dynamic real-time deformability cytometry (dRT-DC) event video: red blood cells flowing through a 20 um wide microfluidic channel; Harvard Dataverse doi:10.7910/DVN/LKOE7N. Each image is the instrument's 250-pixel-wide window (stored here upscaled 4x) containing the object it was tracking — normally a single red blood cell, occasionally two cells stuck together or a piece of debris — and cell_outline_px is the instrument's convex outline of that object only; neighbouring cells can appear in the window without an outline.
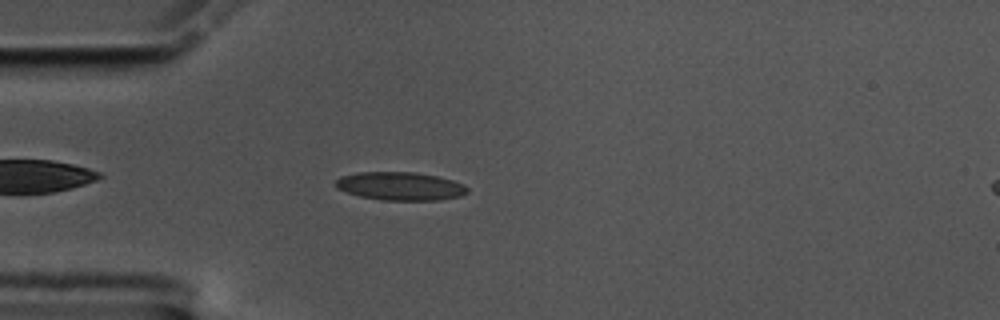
{"species": "common noctule bat (a hibernating species)", "species_latin": "Nyctalus noctula", "temperature_condition": "cold", "stored_images_in_passage": 44, "camera_frame_rate_fps": 3000, "um_per_image_px": 0.085, "animal": {"sex": "male", "body_mass_g": 17.5, "forearm_length_mm": 52.3}, "frame": {"image": 1, "passage_image": 2, "time_ms": 0.333, "image_size_px": [1000, 320], "cell_outline_px": [[468, 192], [460, 196], [440, 200], [380, 200], [360, 196], [336, 188], [336, 180], [340, 176], [356, 172], [416, 172], [436, 176], [452, 180], [464, 184], [468, 188]], "centroid_in_image_um": [34.03, 15.82], "position_along_channel_um": 51.0, "area_um2": 21.73}}
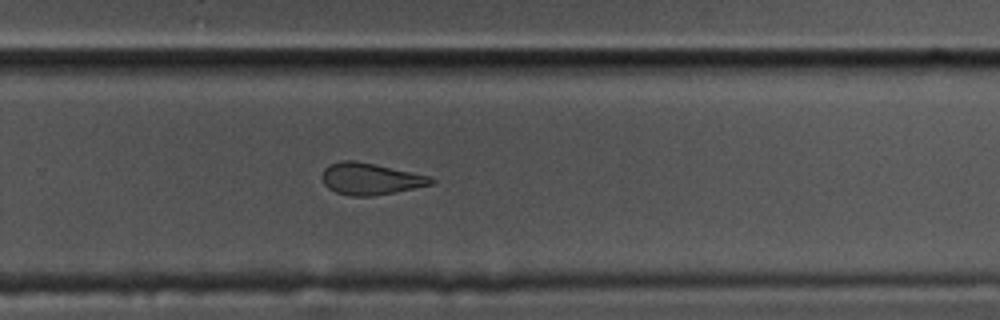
{"frame": {"image": 2, "passage_image": 24, "time_ms": 7.667, "image_size_px": [1000, 320], "cell_outline_px": [[436, 180], [432, 184], [372, 196], [352, 196], [336, 192], [328, 188], [324, 184], [320, 176], [324, 168], [340, 160], [356, 160], [428, 176]], "centroid_in_image_um": [31.41, 15.19], "position_along_channel_um": 298.4, "area_um2": 19.83}}
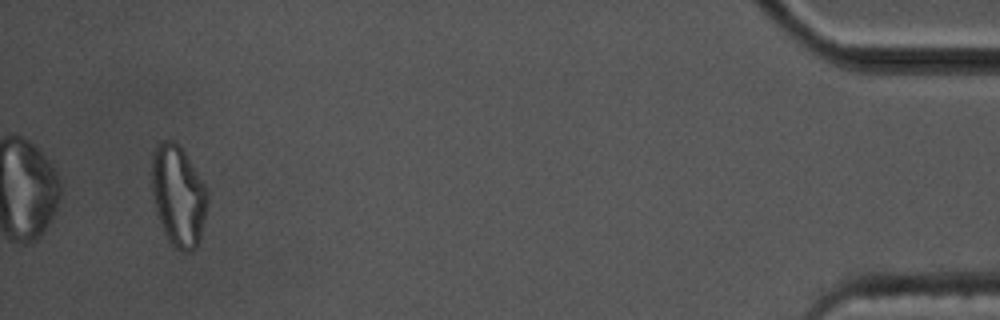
{"frame": {"image": 3, "passage_image": 41, "time_ms": 13.333, "image_size_px": [1000, 320], "cell_outline_px": [[208, 200], [200, 240], [196, 248], [188, 252], [180, 252], [168, 240], [164, 232], [156, 212], [152, 196], [152, 152], [156, 144], [164, 140], [176, 140], [184, 152], [204, 184], [208, 192]], "centroid_in_image_um": [15.14, 16.64], "position_along_channel_um": 420.1, "area_um2": 32.89}, "authors_computed_cell_mechanics": {"area_um2": 21.2415, "velocity_mm_per_s": 3.508, "shape_relaxation_time_tau1_ms": null, "shape_relaxation_time_tau2_ms": 2.4036, "deformation_change_tau1": null, "deformation_change_tau2": 0.0878}}